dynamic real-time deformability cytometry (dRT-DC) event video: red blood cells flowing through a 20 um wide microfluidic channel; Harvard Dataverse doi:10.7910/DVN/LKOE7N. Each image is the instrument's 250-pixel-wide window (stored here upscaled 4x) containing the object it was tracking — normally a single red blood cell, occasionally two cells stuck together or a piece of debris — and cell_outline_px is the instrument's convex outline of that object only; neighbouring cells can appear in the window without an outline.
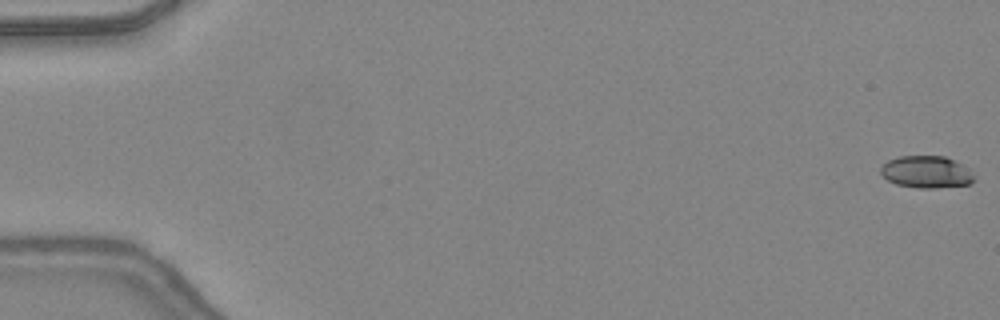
{"species": "common noctule bat (a hibernating species)", "species_latin": "Nyctalus noctula", "temperature_condition": "warm", "stored_images_in_passage": 48, "camera_frame_rate_fps": 3000, "um_per_image_px": 0.085, "animal": {"sex": "female", "body_mass_g": 24.6, "forearm_length_mm": 56.2}, "frame": {"image": 1, "passage_image": 1, "time_ms": 0.0, "image_size_px": [1000, 320], "cell_outline_px": [[976, 176], [968, 184], [932, 188], [920, 188], [896, 184], [888, 180], [880, 172], [880, 168], [888, 160], [900, 156], [944, 156], [968, 168]], "centroid_in_image_um": [78.73, 14.61], "position_along_channel_um": 6.3, "area_um2": 17.22}}
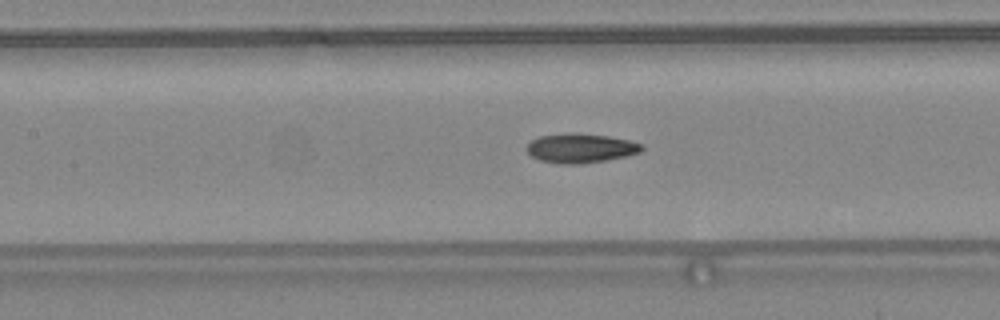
{"frame": {"image": 2, "passage_image": 23, "time_ms": 7.333, "image_size_px": [1000, 320], "cell_outline_px": [[644, 148], [640, 152], [624, 156], [604, 160], [580, 164], [560, 164], [540, 160], [532, 156], [528, 152], [528, 144], [532, 140], [540, 136], [568, 132], [572, 132], [608, 136], [628, 140], [644, 144]], "centroid_in_image_um": [49.36, 12.58], "position_along_channel_um": 158.0, "area_um2": 19.54}}
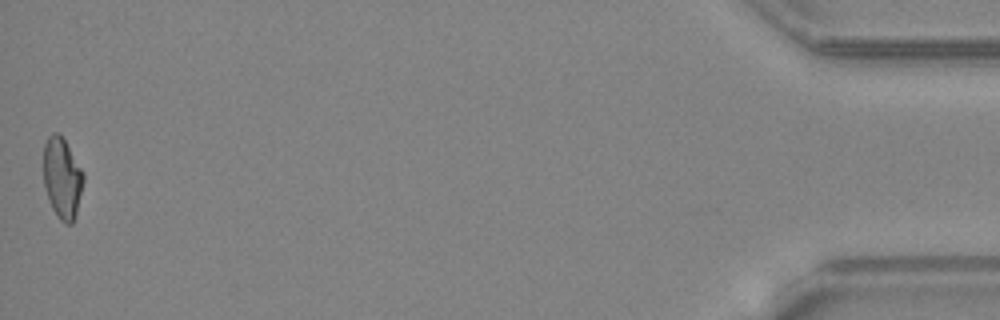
{"frame": {"image": 3, "passage_image": 48, "time_ms": 15.667, "image_size_px": [1000, 320], "cell_outline_px": [[84, 180], [76, 212], [72, 224], [64, 224], [60, 220], [52, 208], [48, 200], [44, 184], [44, 144], [48, 136], [52, 132], [60, 132], [84, 172]], "centroid_in_image_um": [5.28, 15.11], "position_along_channel_um": 429.9, "area_um2": 18.9}, "authors_computed_cell_mechanics": {"area_um2": 18.9006, "velocity_mm_per_s": 4.4195, "shape_relaxation_time_tau1_ms": null, "shape_relaxation_time_tau2_ms": 2.5163, "deformation_change_tau1": null, "deformation_change_tau2": 0.0947}}